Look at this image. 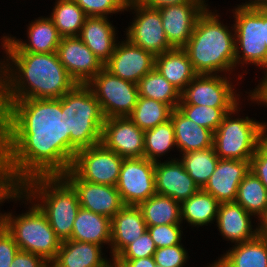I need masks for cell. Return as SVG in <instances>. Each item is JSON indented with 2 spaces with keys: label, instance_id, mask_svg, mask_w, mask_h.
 Segmentation results:
<instances>
[{
  "label": "cell",
  "instance_id": "cell-1",
  "mask_svg": "<svg viewBox=\"0 0 267 267\" xmlns=\"http://www.w3.org/2000/svg\"><path fill=\"white\" fill-rule=\"evenodd\" d=\"M5 132L0 141V185L19 187L36 176L70 169L66 94L59 99L4 101Z\"/></svg>",
  "mask_w": 267,
  "mask_h": 267
},
{
  "label": "cell",
  "instance_id": "cell-2",
  "mask_svg": "<svg viewBox=\"0 0 267 267\" xmlns=\"http://www.w3.org/2000/svg\"><path fill=\"white\" fill-rule=\"evenodd\" d=\"M5 53L8 56L4 59L7 62L4 65V101L59 99L76 85L57 52Z\"/></svg>",
  "mask_w": 267,
  "mask_h": 267
},
{
  "label": "cell",
  "instance_id": "cell-3",
  "mask_svg": "<svg viewBox=\"0 0 267 267\" xmlns=\"http://www.w3.org/2000/svg\"><path fill=\"white\" fill-rule=\"evenodd\" d=\"M22 198L30 200L29 203L41 200L42 203L35 204L46 215L57 237L61 242L70 240L80 203L76 190L62 175L32 177L19 187L0 185V204L5 199Z\"/></svg>",
  "mask_w": 267,
  "mask_h": 267
},
{
  "label": "cell",
  "instance_id": "cell-4",
  "mask_svg": "<svg viewBox=\"0 0 267 267\" xmlns=\"http://www.w3.org/2000/svg\"><path fill=\"white\" fill-rule=\"evenodd\" d=\"M218 17L206 8L183 48L197 74H225L235 69V35Z\"/></svg>",
  "mask_w": 267,
  "mask_h": 267
},
{
  "label": "cell",
  "instance_id": "cell-5",
  "mask_svg": "<svg viewBox=\"0 0 267 267\" xmlns=\"http://www.w3.org/2000/svg\"><path fill=\"white\" fill-rule=\"evenodd\" d=\"M105 122L100 103L87 84L66 93V132L70 136V168L78 150L101 143Z\"/></svg>",
  "mask_w": 267,
  "mask_h": 267
},
{
  "label": "cell",
  "instance_id": "cell-6",
  "mask_svg": "<svg viewBox=\"0 0 267 267\" xmlns=\"http://www.w3.org/2000/svg\"><path fill=\"white\" fill-rule=\"evenodd\" d=\"M32 205L27 213L18 216H12L10 212L0 213V223L12 235L19 250L39 255L51 264L56 259L62 242L46 215L35 203Z\"/></svg>",
  "mask_w": 267,
  "mask_h": 267
},
{
  "label": "cell",
  "instance_id": "cell-7",
  "mask_svg": "<svg viewBox=\"0 0 267 267\" xmlns=\"http://www.w3.org/2000/svg\"><path fill=\"white\" fill-rule=\"evenodd\" d=\"M239 104L228 112L214 132L213 146L219 159L251 160L259 143L267 136V123L244 118L232 119ZM230 116V117H229Z\"/></svg>",
  "mask_w": 267,
  "mask_h": 267
},
{
  "label": "cell",
  "instance_id": "cell-8",
  "mask_svg": "<svg viewBox=\"0 0 267 267\" xmlns=\"http://www.w3.org/2000/svg\"><path fill=\"white\" fill-rule=\"evenodd\" d=\"M235 68L237 64H254L267 74L265 46V12L257 5H239L234 9ZM242 54V55H240Z\"/></svg>",
  "mask_w": 267,
  "mask_h": 267
},
{
  "label": "cell",
  "instance_id": "cell-9",
  "mask_svg": "<svg viewBox=\"0 0 267 267\" xmlns=\"http://www.w3.org/2000/svg\"><path fill=\"white\" fill-rule=\"evenodd\" d=\"M87 85L100 103L105 119L129 116L139 98L136 83L113 75L105 67Z\"/></svg>",
  "mask_w": 267,
  "mask_h": 267
},
{
  "label": "cell",
  "instance_id": "cell-10",
  "mask_svg": "<svg viewBox=\"0 0 267 267\" xmlns=\"http://www.w3.org/2000/svg\"><path fill=\"white\" fill-rule=\"evenodd\" d=\"M123 159L100 143L78 150L70 169L81 180L116 186Z\"/></svg>",
  "mask_w": 267,
  "mask_h": 267
},
{
  "label": "cell",
  "instance_id": "cell-11",
  "mask_svg": "<svg viewBox=\"0 0 267 267\" xmlns=\"http://www.w3.org/2000/svg\"><path fill=\"white\" fill-rule=\"evenodd\" d=\"M128 8L136 12L134 22L126 30V38L132 44L155 56L174 49L166 38L159 9L143 6L134 0H128Z\"/></svg>",
  "mask_w": 267,
  "mask_h": 267
},
{
  "label": "cell",
  "instance_id": "cell-12",
  "mask_svg": "<svg viewBox=\"0 0 267 267\" xmlns=\"http://www.w3.org/2000/svg\"><path fill=\"white\" fill-rule=\"evenodd\" d=\"M116 187L124 205L146 201L156 194L155 162L145 157L123 159Z\"/></svg>",
  "mask_w": 267,
  "mask_h": 267
},
{
  "label": "cell",
  "instance_id": "cell-13",
  "mask_svg": "<svg viewBox=\"0 0 267 267\" xmlns=\"http://www.w3.org/2000/svg\"><path fill=\"white\" fill-rule=\"evenodd\" d=\"M221 76L198 74L181 92L179 104L236 107L240 95L234 91V85L228 80L229 77Z\"/></svg>",
  "mask_w": 267,
  "mask_h": 267
},
{
  "label": "cell",
  "instance_id": "cell-14",
  "mask_svg": "<svg viewBox=\"0 0 267 267\" xmlns=\"http://www.w3.org/2000/svg\"><path fill=\"white\" fill-rule=\"evenodd\" d=\"M101 143L124 159L144 157V131L128 116L105 119Z\"/></svg>",
  "mask_w": 267,
  "mask_h": 267
},
{
  "label": "cell",
  "instance_id": "cell-15",
  "mask_svg": "<svg viewBox=\"0 0 267 267\" xmlns=\"http://www.w3.org/2000/svg\"><path fill=\"white\" fill-rule=\"evenodd\" d=\"M76 190L80 207L110 219L125 205L116 186L81 180L71 169L62 175Z\"/></svg>",
  "mask_w": 267,
  "mask_h": 267
},
{
  "label": "cell",
  "instance_id": "cell-16",
  "mask_svg": "<svg viewBox=\"0 0 267 267\" xmlns=\"http://www.w3.org/2000/svg\"><path fill=\"white\" fill-rule=\"evenodd\" d=\"M57 54L76 84H88L104 68V64L78 36L62 37Z\"/></svg>",
  "mask_w": 267,
  "mask_h": 267
},
{
  "label": "cell",
  "instance_id": "cell-17",
  "mask_svg": "<svg viewBox=\"0 0 267 267\" xmlns=\"http://www.w3.org/2000/svg\"><path fill=\"white\" fill-rule=\"evenodd\" d=\"M115 51L104 67L121 79L138 83L155 68V55L132 44L127 38L117 42Z\"/></svg>",
  "mask_w": 267,
  "mask_h": 267
},
{
  "label": "cell",
  "instance_id": "cell-18",
  "mask_svg": "<svg viewBox=\"0 0 267 267\" xmlns=\"http://www.w3.org/2000/svg\"><path fill=\"white\" fill-rule=\"evenodd\" d=\"M206 8L205 2H187L159 8L166 38L173 48H184L187 45L198 17Z\"/></svg>",
  "mask_w": 267,
  "mask_h": 267
},
{
  "label": "cell",
  "instance_id": "cell-19",
  "mask_svg": "<svg viewBox=\"0 0 267 267\" xmlns=\"http://www.w3.org/2000/svg\"><path fill=\"white\" fill-rule=\"evenodd\" d=\"M199 189L180 160L174 158L162 163L155 162L156 194L171 197L182 203Z\"/></svg>",
  "mask_w": 267,
  "mask_h": 267
},
{
  "label": "cell",
  "instance_id": "cell-20",
  "mask_svg": "<svg viewBox=\"0 0 267 267\" xmlns=\"http://www.w3.org/2000/svg\"><path fill=\"white\" fill-rule=\"evenodd\" d=\"M250 171V160L219 159L203 190L218 202H235L238 187Z\"/></svg>",
  "mask_w": 267,
  "mask_h": 267
},
{
  "label": "cell",
  "instance_id": "cell-21",
  "mask_svg": "<svg viewBox=\"0 0 267 267\" xmlns=\"http://www.w3.org/2000/svg\"><path fill=\"white\" fill-rule=\"evenodd\" d=\"M28 26L27 44L24 41L16 40L14 37L4 36L2 47L6 52H31V53H52L57 52L62 36L51 18L39 17Z\"/></svg>",
  "mask_w": 267,
  "mask_h": 267
},
{
  "label": "cell",
  "instance_id": "cell-22",
  "mask_svg": "<svg viewBox=\"0 0 267 267\" xmlns=\"http://www.w3.org/2000/svg\"><path fill=\"white\" fill-rule=\"evenodd\" d=\"M146 231L147 225L141 209L138 206L125 205L111 219V260Z\"/></svg>",
  "mask_w": 267,
  "mask_h": 267
},
{
  "label": "cell",
  "instance_id": "cell-23",
  "mask_svg": "<svg viewBox=\"0 0 267 267\" xmlns=\"http://www.w3.org/2000/svg\"><path fill=\"white\" fill-rule=\"evenodd\" d=\"M240 204L221 202L217 213V226L221 235L235 244L253 240L259 235L258 227L252 229L250 217Z\"/></svg>",
  "mask_w": 267,
  "mask_h": 267
},
{
  "label": "cell",
  "instance_id": "cell-24",
  "mask_svg": "<svg viewBox=\"0 0 267 267\" xmlns=\"http://www.w3.org/2000/svg\"><path fill=\"white\" fill-rule=\"evenodd\" d=\"M115 28L108 17H86L79 38L105 64L116 48Z\"/></svg>",
  "mask_w": 267,
  "mask_h": 267
},
{
  "label": "cell",
  "instance_id": "cell-25",
  "mask_svg": "<svg viewBox=\"0 0 267 267\" xmlns=\"http://www.w3.org/2000/svg\"><path fill=\"white\" fill-rule=\"evenodd\" d=\"M101 247L81 241H63L50 267H105L109 261L102 256Z\"/></svg>",
  "mask_w": 267,
  "mask_h": 267
},
{
  "label": "cell",
  "instance_id": "cell-26",
  "mask_svg": "<svg viewBox=\"0 0 267 267\" xmlns=\"http://www.w3.org/2000/svg\"><path fill=\"white\" fill-rule=\"evenodd\" d=\"M170 119L174 126L176 147L181 154L213 147L214 133L184 116L177 108Z\"/></svg>",
  "mask_w": 267,
  "mask_h": 267
},
{
  "label": "cell",
  "instance_id": "cell-27",
  "mask_svg": "<svg viewBox=\"0 0 267 267\" xmlns=\"http://www.w3.org/2000/svg\"><path fill=\"white\" fill-rule=\"evenodd\" d=\"M155 69L180 92L198 75L183 48L156 55Z\"/></svg>",
  "mask_w": 267,
  "mask_h": 267
},
{
  "label": "cell",
  "instance_id": "cell-28",
  "mask_svg": "<svg viewBox=\"0 0 267 267\" xmlns=\"http://www.w3.org/2000/svg\"><path fill=\"white\" fill-rule=\"evenodd\" d=\"M70 240L102 246L111 242V219L82 207L79 208Z\"/></svg>",
  "mask_w": 267,
  "mask_h": 267
},
{
  "label": "cell",
  "instance_id": "cell-29",
  "mask_svg": "<svg viewBox=\"0 0 267 267\" xmlns=\"http://www.w3.org/2000/svg\"><path fill=\"white\" fill-rule=\"evenodd\" d=\"M231 249L216 260L221 267H267V239L260 235Z\"/></svg>",
  "mask_w": 267,
  "mask_h": 267
},
{
  "label": "cell",
  "instance_id": "cell-30",
  "mask_svg": "<svg viewBox=\"0 0 267 267\" xmlns=\"http://www.w3.org/2000/svg\"><path fill=\"white\" fill-rule=\"evenodd\" d=\"M141 209L147 226L181 224V203L173 198L155 194L141 202Z\"/></svg>",
  "mask_w": 267,
  "mask_h": 267
},
{
  "label": "cell",
  "instance_id": "cell-31",
  "mask_svg": "<svg viewBox=\"0 0 267 267\" xmlns=\"http://www.w3.org/2000/svg\"><path fill=\"white\" fill-rule=\"evenodd\" d=\"M218 202L210 193L199 189L181 203V222L186 220L191 226H203L217 220Z\"/></svg>",
  "mask_w": 267,
  "mask_h": 267
},
{
  "label": "cell",
  "instance_id": "cell-32",
  "mask_svg": "<svg viewBox=\"0 0 267 267\" xmlns=\"http://www.w3.org/2000/svg\"><path fill=\"white\" fill-rule=\"evenodd\" d=\"M139 96L167 104L172 110L178 107L181 92L168 82L155 68L138 83Z\"/></svg>",
  "mask_w": 267,
  "mask_h": 267
},
{
  "label": "cell",
  "instance_id": "cell-33",
  "mask_svg": "<svg viewBox=\"0 0 267 267\" xmlns=\"http://www.w3.org/2000/svg\"><path fill=\"white\" fill-rule=\"evenodd\" d=\"M251 215L260 219L267 210V189L250 170L238 187L235 200Z\"/></svg>",
  "mask_w": 267,
  "mask_h": 267
},
{
  "label": "cell",
  "instance_id": "cell-34",
  "mask_svg": "<svg viewBox=\"0 0 267 267\" xmlns=\"http://www.w3.org/2000/svg\"><path fill=\"white\" fill-rule=\"evenodd\" d=\"M182 155L179 160L183 163L185 170L196 185L203 189L219 161L214 146L208 149L190 151Z\"/></svg>",
  "mask_w": 267,
  "mask_h": 267
},
{
  "label": "cell",
  "instance_id": "cell-35",
  "mask_svg": "<svg viewBox=\"0 0 267 267\" xmlns=\"http://www.w3.org/2000/svg\"><path fill=\"white\" fill-rule=\"evenodd\" d=\"M50 18L62 37L79 36L86 15L74 0H56Z\"/></svg>",
  "mask_w": 267,
  "mask_h": 267
},
{
  "label": "cell",
  "instance_id": "cell-36",
  "mask_svg": "<svg viewBox=\"0 0 267 267\" xmlns=\"http://www.w3.org/2000/svg\"><path fill=\"white\" fill-rule=\"evenodd\" d=\"M172 109L160 101L139 96L132 113L128 116L143 131L155 128L170 119Z\"/></svg>",
  "mask_w": 267,
  "mask_h": 267
},
{
  "label": "cell",
  "instance_id": "cell-37",
  "mask_svg": "<svg viewBox=\"0 0 267 267\" xmlns=\"http://www.w3.org/2000/svg\"><path fill=\"white\" fill-rule=\"evenodd\" d=\"M176 146L174 126L171 119L144 131V157L157 162V157L163 156Z\"/></svg>",
  "mask_w": 267,
  "mask_h": 267
},
{
  "label": "cell",
  "instance_id": "cell-38",
  "mask_svg": "<svg viewBox=\"0 0 267 267\" xmlns=\"http://www.w3.org/2000/svg\"><path fill=\"white\" fill-rule=\"evenodd\" d=\"M235 107H210L203 105L178 104L177 109L188 119L211 130L213 133L223 121L225 115Z\"/></svg>",
  "mask_w": 267,
  "mask_h": 267
},
{
  "label": "cell",
  "instance_id": "cell-39",
  "mask_svg": "<svg viewBox=\"0 0 267 267\" xmlns=\"http://www.w3.org/2000/svg\"><path fill=\"white\" fill-rule=\"evenodd\" d=\"M84 11L87 17H107L125 11L128 0H74Z\"/></svg>",
  "mask_w": 267,
  "mask_h": 267
},
{
  "label": "cell",
  "instance_id": "cell-40",
  "mask_svg": "<svg viewBox=\"0 0 267 267\" xmlns=\"http://www.w3.org/2000/svg\"><path fill=\"white\" fill-rule=\"evenodd\" d=\"M181 224H165L157 226H147L151 239L157 248L170 247L181 244L182 231Z\"/></svg>",
  "mask_w": 267,
  "mask_h": 267
},
{
  "label": "cell",
  "instance_id": "cell-41",
  "mask_svg": "<svg viewBox=\"0 0 267 267\" xmlns=\"http://www.w3.org/2000/svg\"><path fill=\"white\" fill-rule=\"evenodd\" d=\"M157 247L148 231L129 244L114 260H132L153 256Z\"/></svg>",
  "mask_w": 267,
  "mask_h": 267
},
{
  "label": "cell",
  "instance_id": "cell-42",
  "mask_svg": "<svg viewBox=\"0 0 267 267\" xmlns=\"http://www.w3.org/2000/svg\"><path fill=\"white\" fill-rule=\"evenodd\" d=\"M187 251L181 244L157 248L153 258L161 267H183L188 259Z\"/></svg>",
  "mask_w": 267,
  "mask_h": 267
},
{
  "label": "cell",
  "instance_id": "cell-43",
  "mask_svg": "<svg viewBox=\"0 0 267 267\" xmlns=\"http://www.w3.org/2000/svg\"><path fill=\"white\" fill-rule=\"evenodd\" d=\"M250 170L267 189V136L259 143L256 152L252 156Z\"/></svg>",
  "mask_w": 267,
  "mask_h": 267
},
{
  "label": "cell",
  "instance_id": "cell-44",
  "mask_svg": "<svg viewBox=\"0 0 267 267\" xmlns=\"http://www.w3.org/2000/svg\"><path fill=\"white\" fill-rule=\"evenodd\" d=\"M18 250L12 235L0 223V267H10Z\"/></svg>",
  "mask_w": 267,
  "mask_h": 267
},
{
  "label": "cell",
  "instance_id": "cell-45",
  "mask_svg": "<svg viewBox=\"0 0 267 267\" xmlns=\"http://www.w3.org/2000/svg\"><path fill=\"white\" fill-rule=\"evenodd\" d=\"M10 267H50L41 256L18 250Z\"/></svg>",
  "mask_w": 267,
  "mask_h": 267
},
{
  "label": "cell",
  "instance_id": "cell-46",
  "mask_svg": "<svg viewBox=\"0 0 267 267\" xmlns=\"http://www.w3.org/2000/svg\"><path fill=\"white\" fill-rule=\"evenodd\" d=\"M136 3L146 7L159 9L164 6L177 5L187 2H206L205 0H134Z\"/></svg>",
  "mask_w": 267,
  "mask_h": 267
},
{
  "label": "cell",
  "instance_id": "cell-47",
  "mask_svg": "<svg viewBox=\"0 0 267 267\" xmlns=\"http://www.w3.org/2000/svg\"><path fill=\"white\" fill-rule=\"evenodd\" d=\"M264 76V79L258 84L257 88L255 87L254 91L248 93H250L249 97L251 96V101H256L260 104L263 103V105L267 106V74Z\"/></svg>",
  "mask_w": 267,
  "mask_h": 267
},
{
  "label": "cell",
  "instance_id": "cell-48",
  "mask_svg": "<svg viewBox=\"0 0 267 267\" xmlns=\"http://www.w3.org/2000/svg\"><path fill=\"white\" fill-rule=\"evenodd\" d=\"M120 267H156L153 256L132 260H114Z\"/></svg>",
  "mask_w": 267,
  "mask_h": 267
},
{
  "label": "cell",
  "instance_id": "cell-49",
  "mask_svg": "<svg viewBox=\"0 0 267 267\" xmlns=\"http://www.w3.org/2000/svg\"><path fill=\"white\" fill-rule=\"evenodd\" d=\"M4 76H0V141L5 132V104H4V87H3Z\"/></svg>",
  "mask_w": 267,
  "mask_h": 267
},
{
  "label": "cell",
  "instance_id": "cell-50",
  "mask_svg": "<svg viewBox=\"0 0 267 267\" xmlns=\"http://www.w3.org/2000/svg\"><path fill=\"white\" fill-rule=\"evenodd\" d=\"M258 220H260V223L258 225L259 235L267 239V210L265 214Z\"/></svg>",
  "mask_w": 267,
  "mask_h": 267
},
{
  "label": "cell",
  "instance_id": "cell-51",
  "mask_svg": "<svg viewBox=\"0 0 267 267\" xmlns=\"http://www.w3.org/2000/svg\"><path fill=\"white\" fill-rule=\"evenodd\" d=\"M257 6L267 14V0H262Z\"/></svg>",
  "mask_w": 267,
  "mask_h": 267
},
{
  "label": "cell",
  "instance_id": "cell-52",
  "mask_svg": "<svg viewBox=\"0 0 267 267\" xmlns=\"http://www.w3.org/2000/svg\"><path fill=\"white\" fill-rule=\"evenodd\" d=\"M262 0H250L249 2L242 3L244 5H258Z\"/></svg>",
  "mask_w": 267,
  "mask_h": 267
},
{
  "label": "cell",
  "instance_id": "cell-53",
  "mask_svg": "<svg viewBox=\"0 0 267 267\" xmlns=\"http://www.w3.org/2000/svg\"><path fill=\"white\" fill-rule=\"evenodd\" d=\"M265 46L267 48V14L265 13Z\"/></svg>",
  "mask_w": 267,
  "mask_h": 267
},
{
  "label": "cell",
  "instance_id": "cell-54",
  "mask_svg": "<svg viewBox=\"0 0 267 267\" xmlns=\"http://www.w3.org/2000/svg\"><path fill=\"white\" fill-rule=\"evenodd\" d=\"M4 65H5V61H1L0 62V76H4V69H5Z\"/></svg>",
  "mask_w": 267,
  "mask_h": 267
},
{
  "label": "cell",
  "instance_id": "cell-55",
  "mask_svg": "<svg viewBox=\"0 0 267 267\" xmlns=\"http://www.w3.org/2000/svg\"><path fill=\"white\" fill-rule=\"evenodd\" d=\"M208 267H221L217 262H214L213 264H211V266Z\"/></svg>",
  "mask_w": 267,
  "mask_h": 267
},
{
  "label": "cell",
  "instance_id": "cell-56",
  "mask_svg": "<svg viewBox=\"0 0 267 267\" xmlns=\"http://www.w3.org/2000/svg\"><path fill=\"white\" fill-rule=\"evenodd\" d=\"M112 267H120L117 263L114 262V260H112Z\"/></svg>",
  "mask_w": 267,
  "mask_h": 267
},
{
  "label": "cell",
  "instance_id": "cell-57",
  "mask_svg": "<svg viewBox=\"0 0 267 267\" xmlns=\"http://www.w3.org/2000/svg\"><path fill=\"white\" fill-rule=\"evenodd\" d=\"M105 267H112V262L110 261Z\"/></svg>",
  "mask_w": 267,
  "mask_h": 267
}]
</instances>
